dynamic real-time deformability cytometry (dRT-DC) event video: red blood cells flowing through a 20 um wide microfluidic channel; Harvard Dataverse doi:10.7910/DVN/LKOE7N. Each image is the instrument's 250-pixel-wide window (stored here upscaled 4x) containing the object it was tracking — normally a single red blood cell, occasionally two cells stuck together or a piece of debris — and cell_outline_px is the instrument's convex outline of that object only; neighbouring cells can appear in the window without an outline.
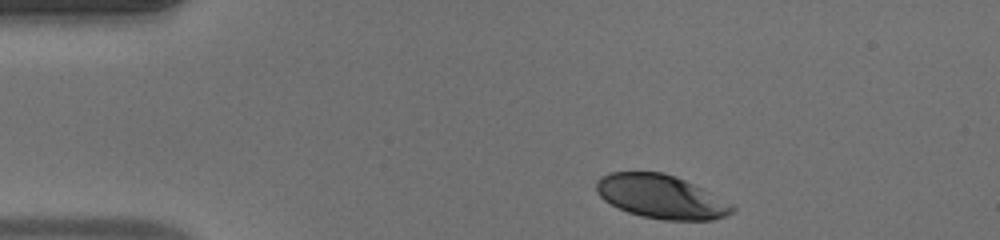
{"species": "human", "species_latin": "Homo sapiens", "temperature_condition": "warm", "stored_images_in_passage": 37, "camera_frame_rate_fps": 3000, "um_per_image_px": 0.085, "donor": {"sex": "male"}, "frame": {"image": 1, "passage_image": 1, "time_ms": 0.0, "image_size_px": [1000, 240], "cell_outline_px": [[736, 208], [732, 212], [724, 216], [708, 220], [664, 220], [644, 216], [628, 212], [604, 200], [600, 196], [596, 188], [596, 184], [604, 176], [612, 172], [660, 172], [684, 180], [692, 184]], "centroid_in_image_um": [56.14, 16.73], "position_along_channel_um": 28.9, "area_um2": 33.35}}
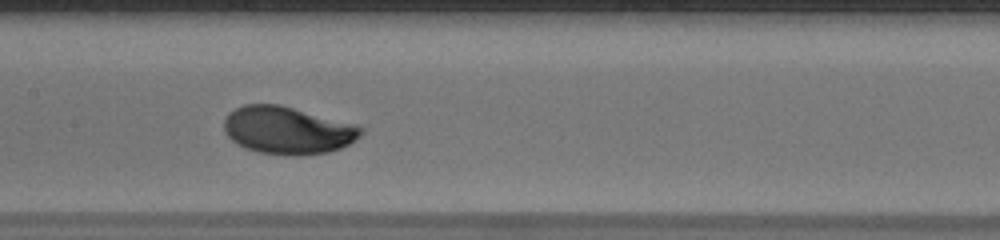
{"frame": {"image": 2, "passage_image": 17, "time_ms": 5.333, "image_size_px": [1000, 240], "cell_outline_px": [[364, 132], [360, 136], [348, 144], [340, 148], [328, 152], [300, 156], [288, 156], [260, 152], [248, 148], [232, 140], [228, 136], [224, 128], [224, 120], [228, 112], [244, 104], [280, 104], [364, 128]], "centroid_in_image_um": [24.41, 11.08], "position_along_channel_um": 183.0, "area_um2": 37.45}}
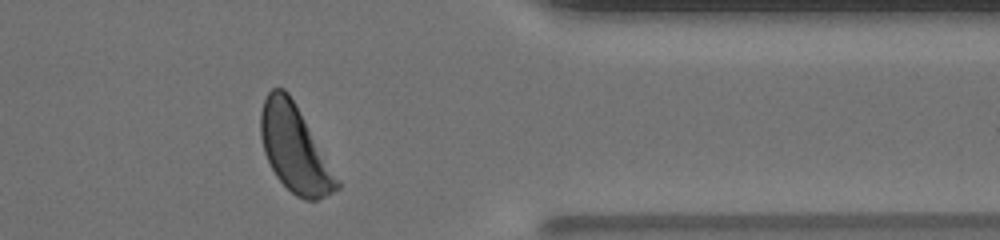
{"frame": {"image": 3, "passage_image": 33, "time_ms": 10.667, "image_size_px": [1000, 240], "cell_outline_px": [[340, 188], [316, 200], [304, 200], [296, 196], [276, 176], [264, 152], [260, 136], [260, 112], [264, 100], [268, 92], [272, 88], [284, 88], [288, 92], [340, 184]], "centroid_in_image_um": [24.99, 12.64], "position_along_channel_um": 386.4, "area_um2": 37.17}, "authors_computed_cell_mechanics": {"area_um2": 36.7608, "velocity_mm_per_s": 4.0913, "shape_relaxation_time_tau1_ms": 2.9095, "shape_relaxation_time_tau2_ms": null, "deformation_change_tau1": 0.1917, "deformation_change_tau2": null}}